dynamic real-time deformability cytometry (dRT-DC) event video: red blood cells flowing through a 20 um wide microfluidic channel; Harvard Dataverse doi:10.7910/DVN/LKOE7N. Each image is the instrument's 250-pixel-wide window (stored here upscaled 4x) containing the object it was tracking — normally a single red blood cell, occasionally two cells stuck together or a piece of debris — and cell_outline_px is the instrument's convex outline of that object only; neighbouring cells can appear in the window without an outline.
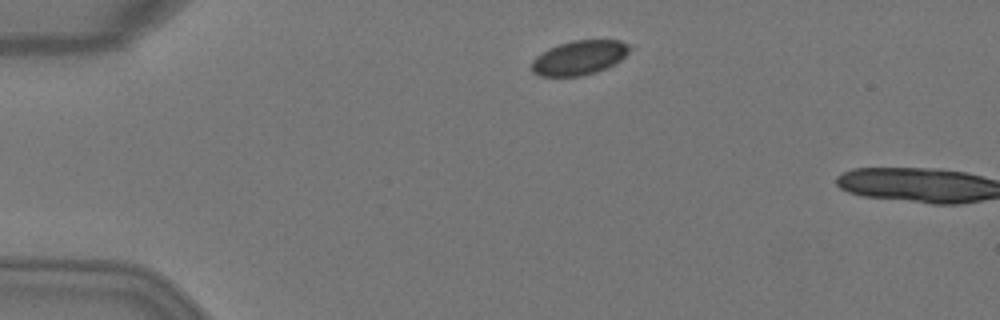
{"species": "Egyptian fruit bat (a non-hibernating species)", "species_latin": "Rousettus aegyptiacus", "temperature_condition": "warm", "stored_images_in_passage": 3, "camera_frame_rate_fps": 3000, "um_per_image_px": 0.085, "animal": {"sex": "female"}, "frame": {"image": 1, "passage_image": 1, "time_ms": 0.0, "image_size_px": [1000, 320], "cell_outline_px": [[632, 48], [616, 64], [596, 72], [580, 76], [540, 76], [532, 72], [532, 60], [536, 56], [548, 48], [572, 40], [620, 40], [628, 44]], "centroid_in_image_um": [49.24, 4.9], "position_along_channel_um": 35.8, "area_um2": 19.65}}